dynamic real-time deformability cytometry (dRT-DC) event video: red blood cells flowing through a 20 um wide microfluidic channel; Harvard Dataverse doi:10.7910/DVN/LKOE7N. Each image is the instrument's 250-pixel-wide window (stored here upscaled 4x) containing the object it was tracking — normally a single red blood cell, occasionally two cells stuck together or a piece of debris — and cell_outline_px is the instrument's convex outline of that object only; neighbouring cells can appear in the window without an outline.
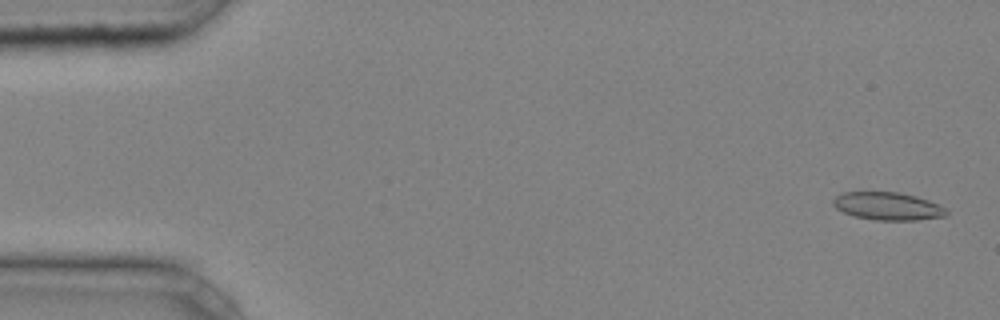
{"species": "common noctule bat (a hibernating species)", "species_latin": "Nyctalus noctula", "temperature_condition": "cold", "stored_images_in_passage": 43, "camera_frame_rate_fps": 3000, "um_per_image_px": 0.085, "animal": {"sex": "male", "body_mass_g": 20.4}, "frame": {"image": 1, "passage_image": 2, "time_ms": 0.333, "image_size_px": [1000, 320], "cell_outline_px": [[948, 216], [916, 220], [876, 220], [852, 216], [836, 208], [832, 204], [832, 200], [836, 196], [844, 192], [900, 192], [916, 196], [940, 204], [948, 212]], "centroid_in_image_um": [75.47, 17.52], "position_along_channel_um": 9.5, "area_um2": 18.5}}
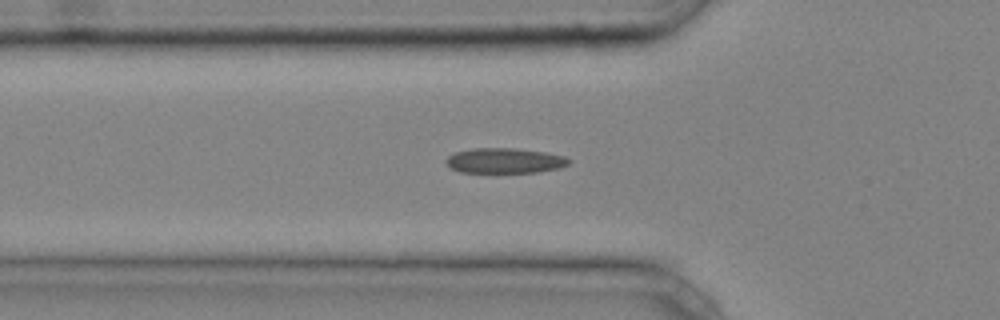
{"frame": {"image": 2, "passage_image": 16, "time_ms": 5.0, "image_size_px": [1000, 320], "cell_outline_px": [[572, 160], [568, 164], [560, 168], [536, 172], [460, 172], [452, 168], [444, 160], [448, 156], [456, 152], [472, 148], [512, 148], [548, 152], [564, 156]], "centroid_in_image_um": [42.93, 13.65], "position_along_channel_um": 82.9, "area_um2": 17.98}}
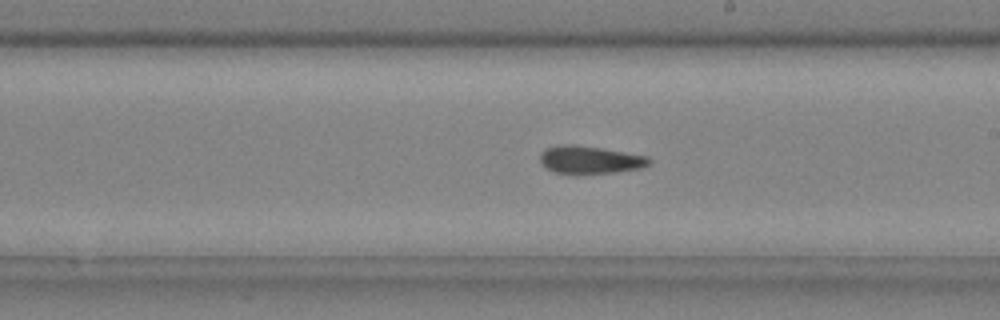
{"frame": {"image": 3, "passage_image": 27, "time_ms": 8.667, "image_size_px": [1000, 320], "cell_outline_px": [[652, 164], [640, 168], [616, 172], [580, 176], [552, 172], [540, 164], [540, 152], [544, 148], [564, 144], [572, 144], [600, 148], [648, 156], [652, 160]], "centroid_in_image_um": [50.11, 13.62], "position_along_channel_um": 238.9, "area_um2": 18.32}}